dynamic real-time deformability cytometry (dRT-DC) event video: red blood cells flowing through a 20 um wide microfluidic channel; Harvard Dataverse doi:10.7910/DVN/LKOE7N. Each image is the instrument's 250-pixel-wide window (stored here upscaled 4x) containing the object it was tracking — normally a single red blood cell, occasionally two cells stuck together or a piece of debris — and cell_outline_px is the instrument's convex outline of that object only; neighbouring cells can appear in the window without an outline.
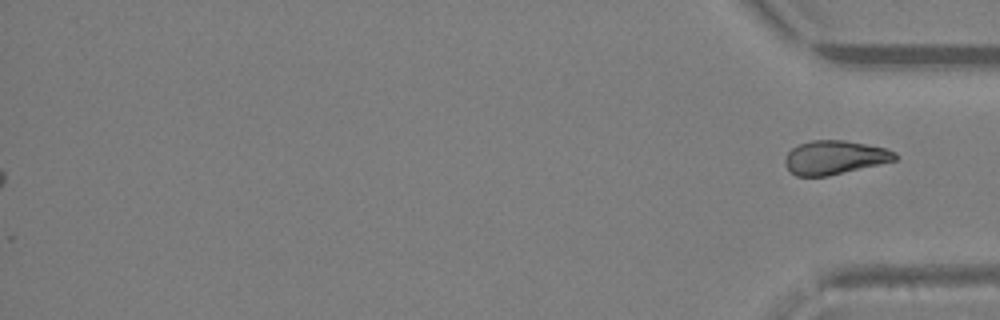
{"species": "Egyptian fruit bat (a non-hibernating species)", "species_latin": "Rousettus aegyptiacus", "temperature_condition": "warm", "stored_images_in_passage": 32, "segment_of_instrument_passage": [2, 2], "camera_frame_rate_fps": 3000, "um_per_image_px": 0.085, "animal": {"sex": "female"}, "frame": {"image": 1, "passage_image": 32, "time_ms": 10.333, "image_size_px": [1000, 320], "cell_outline_px": [[896, 160], [880, 164], [828, 176], [796, 176], [784, 164], [784, 160], [788, 152], [792, 148], [800, 144], [812, 140], [844, 140], [884, 148], [896, 152]], "centroid_in_image_um": [70.92, 13.39], "position_along_channel_um": 364.3, "area_um2": 21.44}}